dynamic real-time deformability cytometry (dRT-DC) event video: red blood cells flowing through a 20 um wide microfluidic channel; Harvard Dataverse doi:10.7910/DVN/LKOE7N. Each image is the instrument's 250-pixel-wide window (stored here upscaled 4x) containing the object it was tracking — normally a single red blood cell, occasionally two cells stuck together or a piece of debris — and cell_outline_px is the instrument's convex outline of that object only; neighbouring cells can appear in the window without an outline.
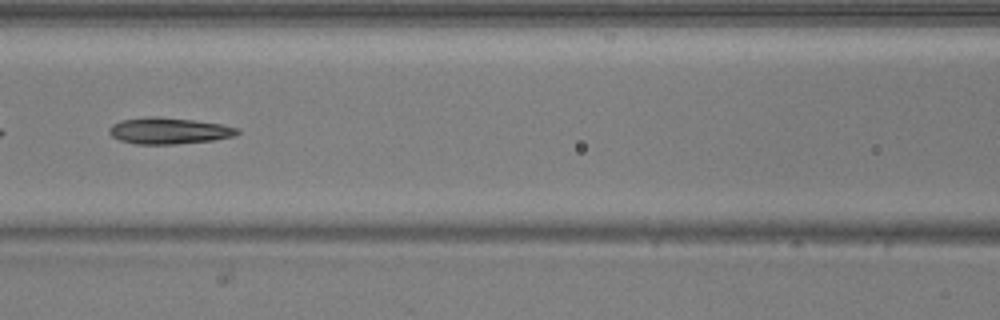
{"species": "common noctule bat (a hibernating species)", "species_latin": "Nyctalus noctula", "temperature_condition": "warm", "stored_images_in_passage": 49, "camera_frame_rate_fps": 3000, "um_per_image_px": 0.085, "animal": {"sex": "male", "body_mass_g": 20.5, "forearm_length_mm": 52.5}, "frame": {"image": 1, "passage_image": 22, "time_ms": 7.0, "image_size_px": [1000, 320], "cell_outline_px": [[240, 132], [236, 136], [212, 140], [176, 144], [136, 144], [120, 140], [112, 136], [108, 132], [108, 128], [112, 124], [120, 120], [148, 116], [156, 116], [192, 120], [220, 124], [240, 128]], "centroid_in_image_um": [14.34, 11.11], "position_along_channel_um": 152.3, "area_um2": 19.77}}
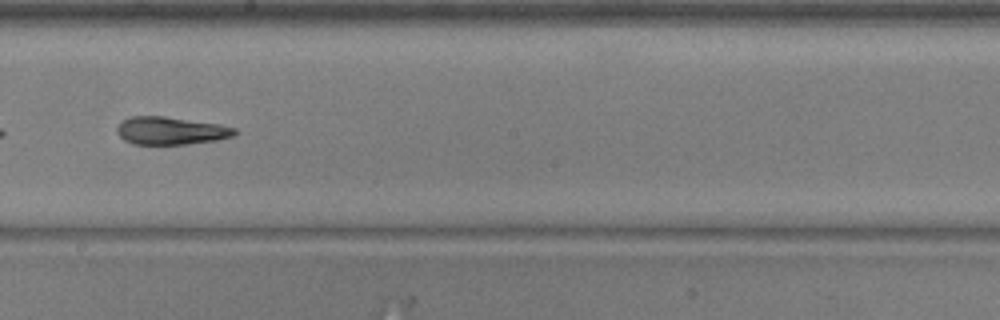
{"frame": {"image": 2, "passage_image": 28, "time_ms": 9.0, "image_size_px": [1000, 320], "cell_outline_px": [[240, 132], [236, 136], [216, 140], [188, 144], [132, 144], [124, 140], [116, 132], [116, 128], [120, 120], [132, 116], [164, 116], [220, 124], [236, 128]], "centroid_in_image_um": [14.53, 11.11], "position_along_channel_um": 233.7, "area_um2": 19.36}, "authors_computed_cell_mechanics": {"area_um2": 20.3456, "velocity_mm_per_s": 4.0827, "shape_relaxation_time_tau1_ms": 4.8147, "shape_relaxation_time_tau2_ms": 3.0221, "deformation_change_tau1": 0.1747, "deformation_change_tau2": 0.1236}}